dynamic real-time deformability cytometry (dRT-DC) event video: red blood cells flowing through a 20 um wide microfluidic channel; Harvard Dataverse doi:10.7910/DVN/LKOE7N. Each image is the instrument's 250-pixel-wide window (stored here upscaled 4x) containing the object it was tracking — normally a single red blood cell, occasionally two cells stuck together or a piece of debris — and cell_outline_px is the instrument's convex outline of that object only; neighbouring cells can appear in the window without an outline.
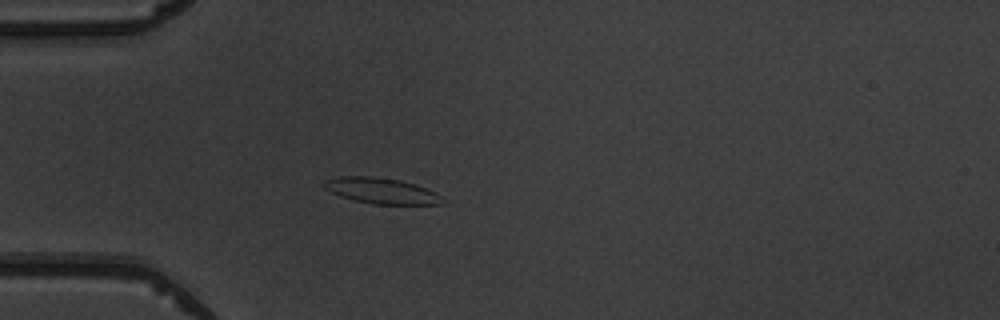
{"species": "common noctule bat (a hibernating species)", "species_latin": "Nyctalus noctula", "temperature_condition": "warm", "stored_images_in_passage": 48, "camera_frame_rate_fps": 3000, "um_per_image_px": 0.085, "animal": {"sex": "male", "body_mass_g": 19.5, "forearm_length_mm": 54.6}, "frame": {"image": 1, "passage_image": 12, "time_ms": 3.667, "image_size_px": [1000, 320], "cell_outline_px": [[444, 204], [372, 204], [352, 200], [340, 196], [324, 188], [320, 184], [324, 180], [340, 176], [372, 176], [400, 180], [416, 184], [436, 192], [444, 200]], "centroid_in_image_um": [32.39, 16.21], "position_along_channel_um": 52.6, "area_um2": 17.98}}
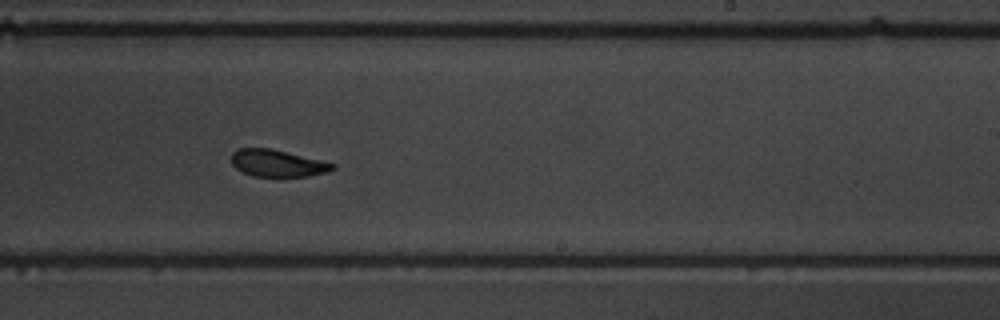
{"frame": {"image": 2, "passage_image": 29, "time_ms": 9.333, "image_size_px": [1000, 320], "cell_outline_px": [[336, 168], [328, 172], [308, 176], [252, 176], [236, 168], [232, 164], [232, 152], [240, 148], [272, 148], [336, 164]], "centroid_in_image_um": [23.6, 13.87], "position_along_channel_um": 265.4, "area_um2": 15.84}}
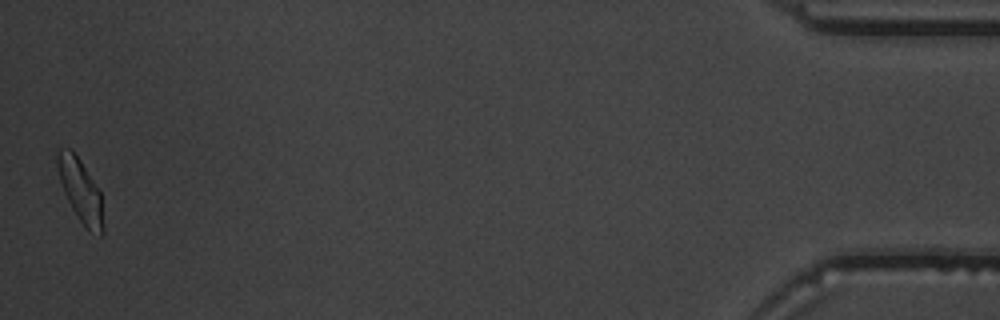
{"frame": {"image": 3, "passage_image": 48, "time_ms": 15.667, "image_size_px": [1000, 320], "cell_outline_px": [[104, 232], [100, 236], [88, 232], [72, 208], [64, 192], [60, 180], [56, 164], [56, 152], [60, 148], [72, 148], [80, 160], [100, 192], [104, 228]], "centroid_in_image_um": [6.84, 16.2], "position_along_channel_um": 428.4, "area_um2": 16.82}, "authors_computed_cell_mechanics": {"area_um2": 17.3978, "velocity_mm_per_s": 3.9641, "shape_relaxation_time_tau1_ms": 2.8919, "shape_relaxation_time_tau2_ms": 3.002, "deformation_change_tau1": 0.103, "deformation_change_tau2": 0.0991}}